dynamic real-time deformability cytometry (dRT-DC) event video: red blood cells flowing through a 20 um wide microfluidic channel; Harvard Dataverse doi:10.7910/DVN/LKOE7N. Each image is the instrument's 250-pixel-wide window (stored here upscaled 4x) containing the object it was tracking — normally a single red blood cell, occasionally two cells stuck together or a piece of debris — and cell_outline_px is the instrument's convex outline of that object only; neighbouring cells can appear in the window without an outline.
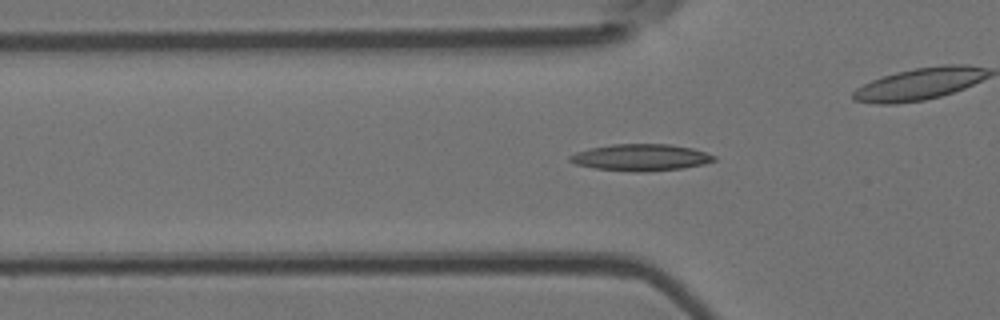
{"species": "Egyptian fruit bat (a non-hibernating species)", "species_latin": "Rousettus aegyptiacus", "temperature_condition": "room temperature", "stored_images_in_passage": 43, "camera_frame_rate_fps": 3000, "um_per_image_px": 0.085, "animal": {"sex": "female"}, "frame": {"image": 1, "passage_image": 6, "time_ms": 1.667, "image_size_px": [1000, 320], "cell_outline_px": [[716, 160], [704, 164], [684, 168], [648, 172], [636, 172], [596, 168], [576, 164], [568, 160], [568, 156], [576, 152], [588, 148], [612, 144], [672, 144], [692, 148], [716, 156]], "centroid_in_image_um": [54.48, 13.38], "position_along_channel_um": 71.3, "area_um2": 22.54}}
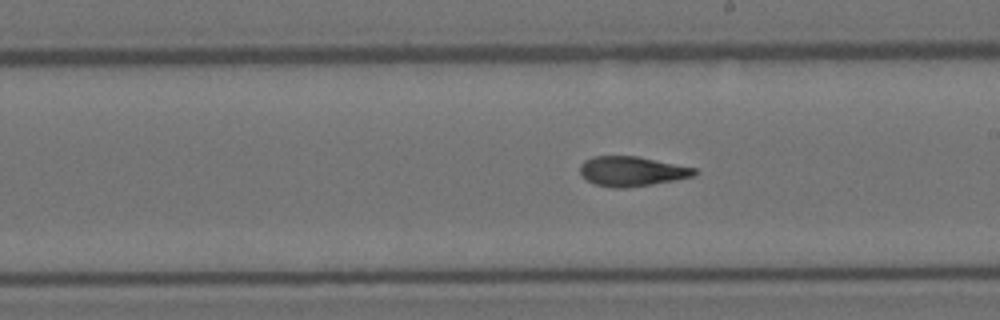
{"frame": {"image": 2, "passage_image": 19, "time_ms": 6.0, "image_size_px": [1000, 320], "cell_outline_px": [[700, 172], [696, 176], [676, 180], [628, 188], [612, 188], [596, 184], [588, 180], [580, 172], [580, 164], [584, 160], [592, 156], [636, 156], [696, 168]], "centroid_in_image_um": [53.74, 14.56], "position_along_channel_um": 235.3, "area_um2": 19.94}}
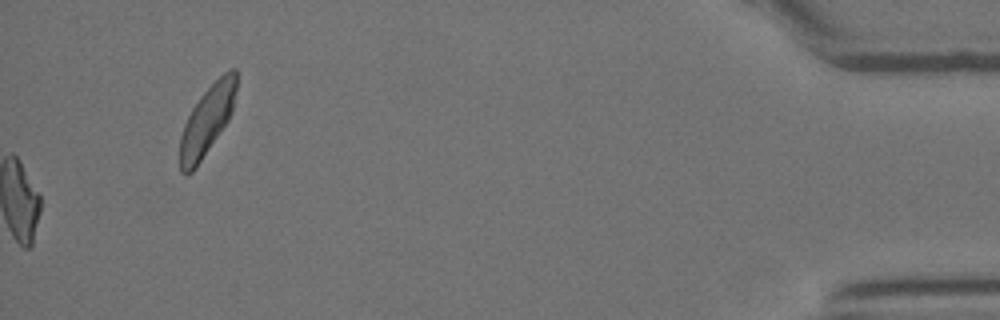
{"frame": {"image": 3, "passage_image": 43, "time_ms": 14.0, "image_size_px": [1000, 320], "cell_outline_px": [[236, 88], [232, 112], [228, 120], [196, 168], [192, 172], [184, 176], [180, 172], [180, 136], [184, 124], [192, 108], [200, 96], [224, 72], [232, 68], [236, 68]], "centroid_in_image_um": [17.58, 10.27], "position_along_channel_um": 417.6, "area_um2": 22.6}, "authors_computed_cell_mechanics": {"area_um2": 20.1144, "velocity_mm_per_s": 3.7724, "shape_relaxation_time_tau1_ms": 8.585, "shape_relaxation_time_tau2_ms": 1.8659, "deformation_change_tau1": 0.2435, "deformation_change_tau2": 0.1024}}